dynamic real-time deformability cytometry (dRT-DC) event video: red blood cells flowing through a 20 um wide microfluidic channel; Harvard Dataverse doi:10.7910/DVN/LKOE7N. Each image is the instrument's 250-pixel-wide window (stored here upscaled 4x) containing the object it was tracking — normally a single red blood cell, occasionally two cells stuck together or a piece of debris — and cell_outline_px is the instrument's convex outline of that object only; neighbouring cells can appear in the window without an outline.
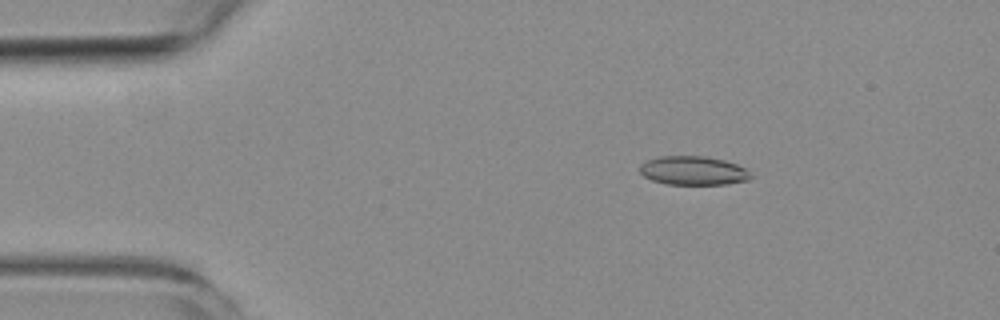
{"species": "common noctule bat (a hibernating species)", "species_latin": "Nyctalus noctula", "temperature_condition": "room temperature", "stored_images_in_passage": 4, "camera_frame_rate_fps": 3000, "um_per_image_px": 0.085, "animal": {"sex": "female", "body_mass_g": 19.3, "forearm_length_mm": 54.1}, "frame": {"image": 1, "passage_image": 3, "time_ms": 2.333, "image_size_px": [1000, 320], "cell_outline_px": [[752, 176], [748, 180], [728, 184], [668, 184], [652, 180], [644, 176], [640, 172], [640, 164], [648, 160], [660, 156], [704, 156], [724, 160], [748, 168]], "centroid_in_image_um": [58.96, 14.5], "position_along_channel_um": 26.0, "area_um2": 18.67}}